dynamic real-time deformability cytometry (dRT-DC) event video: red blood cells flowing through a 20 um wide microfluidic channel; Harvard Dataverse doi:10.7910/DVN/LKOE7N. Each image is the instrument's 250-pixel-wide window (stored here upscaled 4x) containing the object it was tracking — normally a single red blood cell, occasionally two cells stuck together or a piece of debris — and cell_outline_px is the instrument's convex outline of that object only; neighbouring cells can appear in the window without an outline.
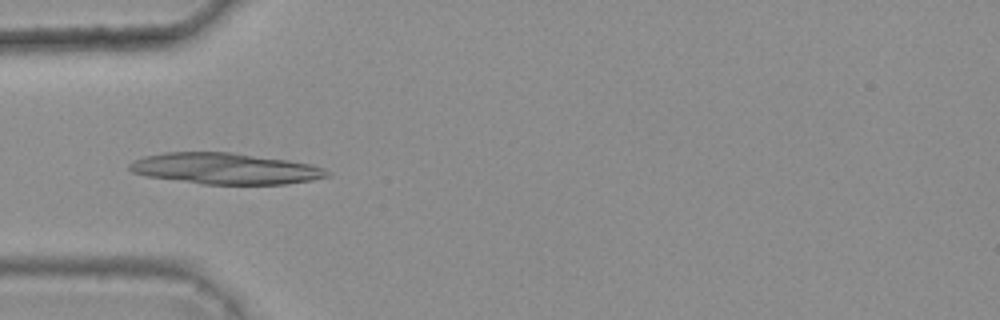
{"species": "common noctule bat (a hibernating species)", "species_latin": "Nyctalus noctula", "temperature_condition": "warm", "stored_images_in_passage": 7, "camera_frame_rate_fps": 3000, "um_per_image_px": 0.085, "animal": {"sex": "female", "body_mass_g": 25.1}, "frame": {"image": 1, "passage_image": 5, "time_ms": 1.333, "image_size_px": [1000, 320], "cell_outline_px": [[328, 176], [312, 180], [284, 184], [200, 184], [148, 176], [132, 172], [128, 168], [128, 164], [132, 160], [144, 156], [164, 152], [232, 152], [288, 160], [312, 164], [324, 168], [328, 172]], "centroid_in_image_um": [19.11, 14.32], "position_along_channel_um": 65.9, "area_um2": 35.89}}
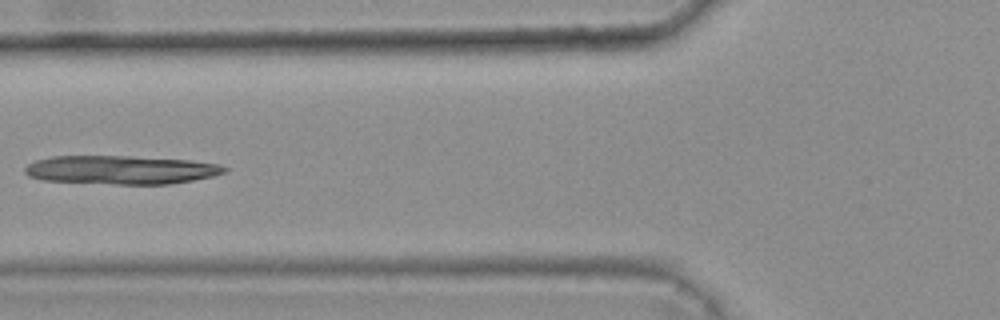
{"frame": {"image": 2, "passage_image": 6, "time_ms": 1.667, "image_size_px": [1000, 320], "cell_outline_px": [[228, 168], [224, 172], [212, 176], [192, 180], [168, 184], [116, 184], [44, 180], [28, 176], [24, 172], [24, 168], [28, 164], [36, 160], [52, 156], [128, 156], [188, 160], [220, 164]], "centroid_in_image_um": [10.25, 14.43], "position_along_channel_um": 115.5, "area_um2": 33.06}}
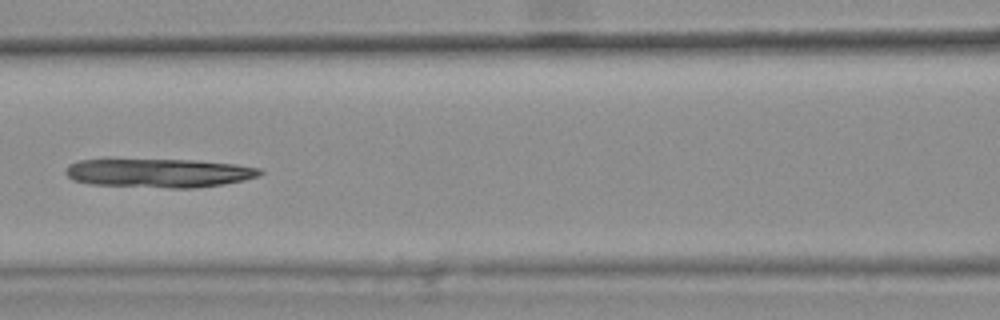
{"frame": {"image": 3, "passage_image": 7, "time_ms": 2.0, "image_size_px": [1000, 320], "cell_outline_px": [[264, 172], [256, 176], [244, 180], [224, 184], [192, 188], [172, 188], [92, 184], [72, 180], [64, 172], [68, 164], [80, 160], [196, 160], [236, 164], [260, 168]], "centroid_in_image_um": [13.53, 14.7], "position_along_channel_um": 153.1, "area_um2": 32.43}}